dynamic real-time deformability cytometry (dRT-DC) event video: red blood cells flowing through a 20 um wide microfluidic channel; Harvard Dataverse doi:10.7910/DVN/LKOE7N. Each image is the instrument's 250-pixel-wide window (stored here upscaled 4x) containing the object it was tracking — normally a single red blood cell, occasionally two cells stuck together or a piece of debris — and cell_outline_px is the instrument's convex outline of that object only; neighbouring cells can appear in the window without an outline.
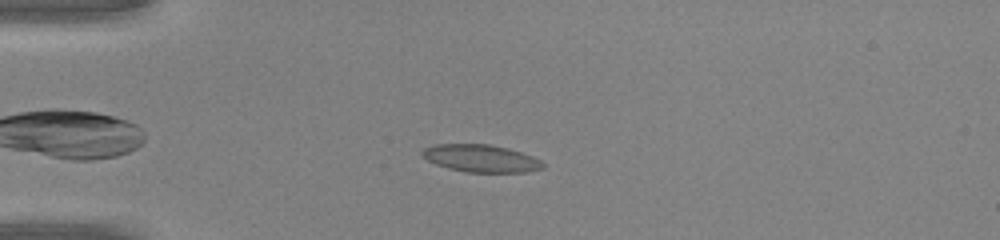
{"species": "common noctule bat (a hibernating species)", "species_latin": "Nyctalus noctula", "temperature_condition": "warm", "stored_images_in_passage": 42, "camera_frame_rate_fps": 3000, "um_per_image_px": 0.085, "animal": {"sex": "male", "body_mass_g": 20.0, "forearm_length_mm": 53.3}, "frame": {"image": 1, "passage_image": 8, "time_ms": 2.333, "image_size_px": [1000, 240], "cell_outline_px": [[544, 168], [524, 172], [464, 172], [448, 168], [436, 164], [420, 156], [420, 152], [424, 148], [436, 144], [488, 144], [508, 148], [532, 156], [540, 160], [544, 164]], "centroid_in_image_um": [40.84, 13.46], "position_along_channel_um": 44.2, "area_um2": 19.31}}
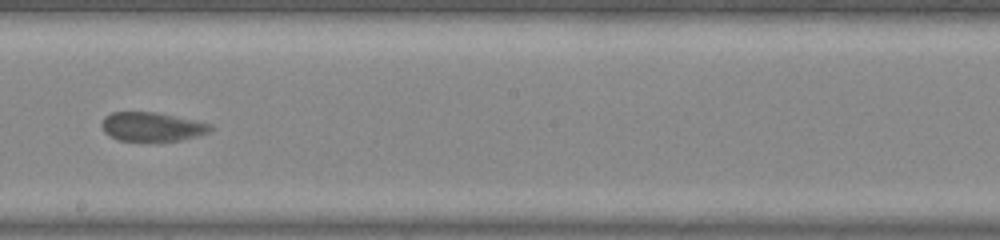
{"frame": {"image": 2, "passage_image": 23, "time_ms": 7.333, "image_size_px": [1000, 240], "cell_outline_px": [[212, 128], [208, 132], [196, 136], [180, 140], [120, 140], [104, 132], [100, 124], [104, 116], [112, 112], [156, 112], [212, 124]], "centroid_in_image_um": [12.88, 10.75], "position_along_channel_um": 235.3, "area_um2": 18.03}}
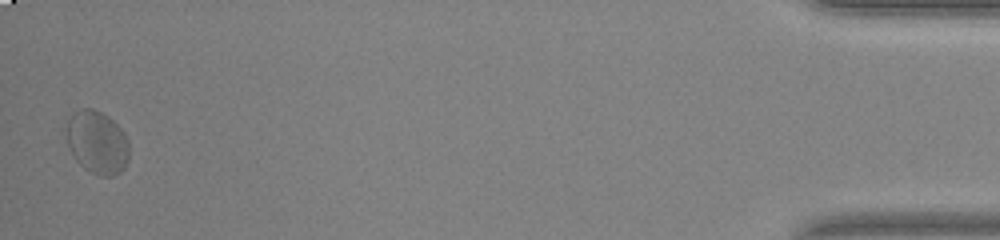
{"frame": {"image": 3, "passage_image": 42, "time_ms": 13.667, "image_size_px": [1000, 240], "cell_outline_px": [[128, 160], [124, 168], [120, 172], [112, 176], [100, 176], [84, 168], [76, 160], [68, 148], [68, 120], [72, 112], [80, 108], [92, 108], [108, 116], [124, 132], [128, 140]], "centroid_in_image_um": [8.27, 12.09], "position_along_channel_um": 426.9, "area_um2": 22.95}}